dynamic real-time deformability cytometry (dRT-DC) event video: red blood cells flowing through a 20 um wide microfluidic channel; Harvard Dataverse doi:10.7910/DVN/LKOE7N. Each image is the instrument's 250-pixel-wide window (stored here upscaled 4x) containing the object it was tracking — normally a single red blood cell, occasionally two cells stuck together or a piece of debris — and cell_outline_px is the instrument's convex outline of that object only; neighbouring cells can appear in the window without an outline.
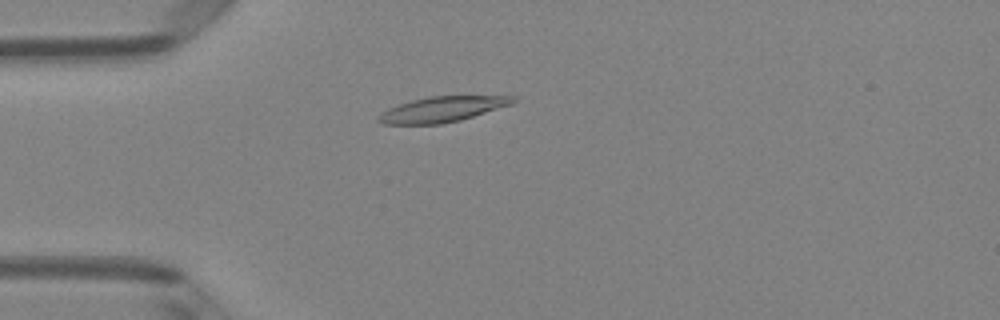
{"species": "Egyptian fruit bat (a non-hibernating species)", "species_latin": "Rousettus aegyptiacus", "temperature_condition": "room temperature", "stored_images_in_passage": 51, "camera_frame_rate_fps": 3000, "um_per_image_px": 0.085, "animal": {"sex": "female"}, "frame": {"image": 1, "passage_image": 14, "time_ms": 4.333, "image_size_px": [1000, 320], "cell_outline_px": [[516, 100], [512, 104], [460, 120], [440, 124], [384, 124], [376, 120], [376, 116], [380, 112], [388, 108], [412, 100], [428, 96], [516, 96]], "centroid_in_image_um": [37.55, 9.29], "position_along_channel_um": 47.5, "area_um2": 19.83}}
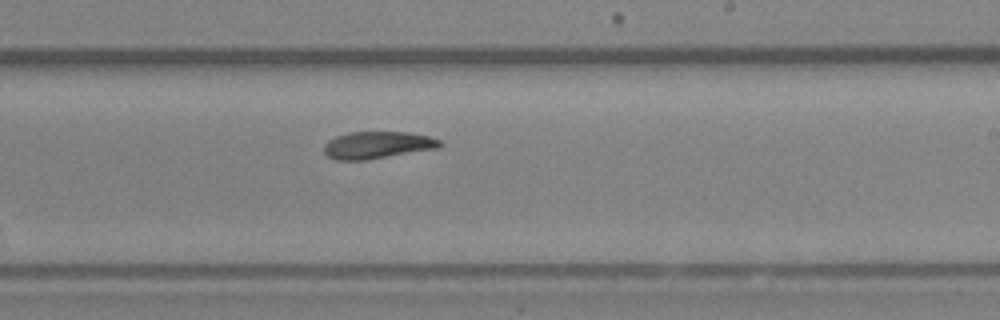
{"frame": {"image": 2, "passage_image": 31, "time_ms": 10.0, "image_size_px": [1000, 320], "cell_outline_px": [[444, 144], [440, 148], [364, 160], [336, 160], [328, 156], [324, 152], [324, 144], [328, 140], [336, 136], [348, 132], [408, 132], [428, 136], [440, 140]], "centroid_in_image_um": [32.09, 12.32], "position_along_channel_um": 256.9, "area_um2": 18.38}}
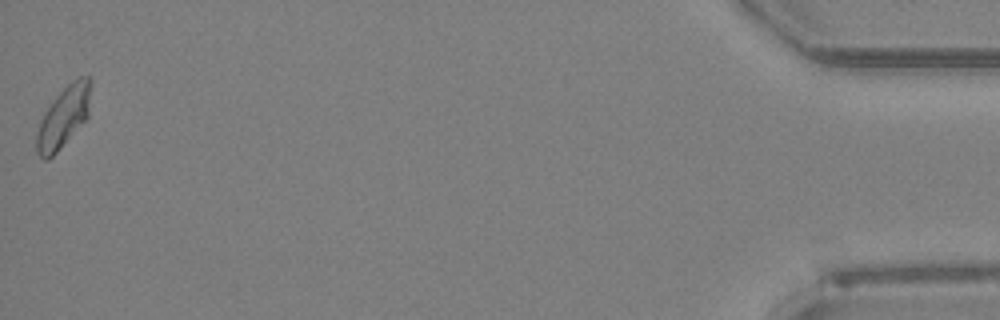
{"frame": {"image": 3, "passage_image": 51, "time_ms": 16.667, "image_size_px": [1000, 320], "cell_outline_px": [[92, 80], [88, 116], [60, 148], [48, 160], [44, 160], [36, 152], [36, 132], [40, 120], [44, 112], [52, 100], [72, 80], [80, 76], [92, 76]], "centroid_in_image_um": [5.4, 9.91], "position_along_channel_um": 429.8, "area_um2": 19.31}, "authors_computed_cell_mechanics": {"area_um2": 19.1318, "velocity_mm_per_s": 3.9868, "shape_relaxation_time_tau1_ms": null, "shape_relaxation_time_tau2_ms": 3.3491, "deformation_change_tau1": null, "deformation_change_tau2": 0.0844}}